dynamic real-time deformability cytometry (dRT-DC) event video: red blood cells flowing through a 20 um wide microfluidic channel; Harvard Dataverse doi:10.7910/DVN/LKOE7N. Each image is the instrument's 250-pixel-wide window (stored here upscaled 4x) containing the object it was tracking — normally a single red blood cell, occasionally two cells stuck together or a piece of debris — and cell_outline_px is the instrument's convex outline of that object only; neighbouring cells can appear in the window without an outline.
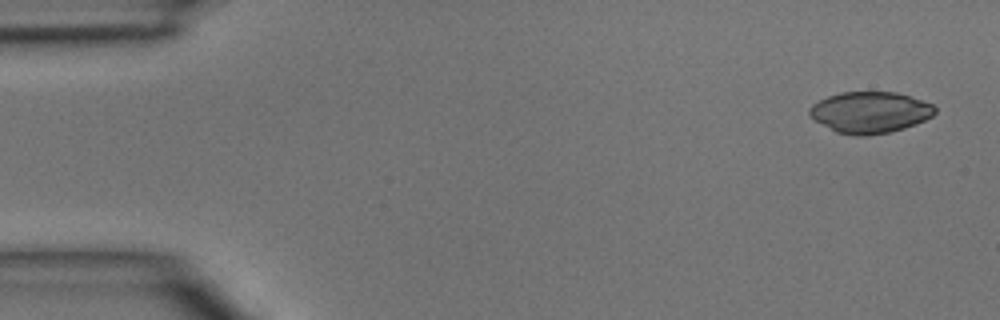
{"species": "common noctule bat (a hibernating species)", "species_latin": "Nyctalus noctula", "temperature_condition": "room temperature", "stored_images_in_passage": 45, "camera_frame_rate_fps": 3000, "um_per_image_px": 0.085, "animal": {"sex": "male", "body_mass_g": 15.6}, "frame": {"image": 1, "passage_image": 1, "time_ms": 0.0, "image_size_px": [1000, 320], "cell_outline_px": [[936, 112], [932, 116], [916, 124], [904, 128], [888, 132], [864, 136], [856, 136], [836, 132], [816, 120], [808, 112], [808, 108], [812, 104], [828, 96], [840, 92], [896, 92], [932, 104], [936, 108]], "centroid_in_image_um": [73.95, 9.55], "position_along_channel_um": 11.1, "area_um2": 29.94}}
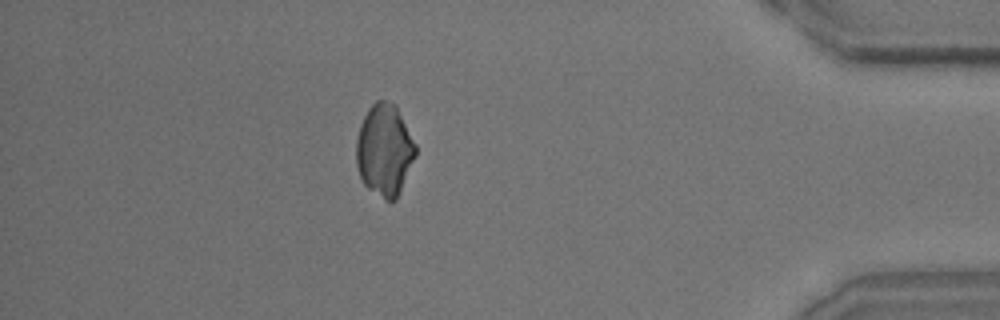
{"frame": {"image": 2, "passage_image": 40, "time_ms": 13.0, "image_size_px": [1000, 320], "cell_outline_px": [[416, 156], [396, 200], [384, 200], [368, 188], [364, 184], [360, 176], [356, 164], [356, 140], [360, 124], [368, 108], [376, 100], [384, 100], [396, 104], [416, 144]], "centroid_in_image_um": [32.68, 12.74], "position_along_channel_um": 402.5, "area_um2": 31.91}}